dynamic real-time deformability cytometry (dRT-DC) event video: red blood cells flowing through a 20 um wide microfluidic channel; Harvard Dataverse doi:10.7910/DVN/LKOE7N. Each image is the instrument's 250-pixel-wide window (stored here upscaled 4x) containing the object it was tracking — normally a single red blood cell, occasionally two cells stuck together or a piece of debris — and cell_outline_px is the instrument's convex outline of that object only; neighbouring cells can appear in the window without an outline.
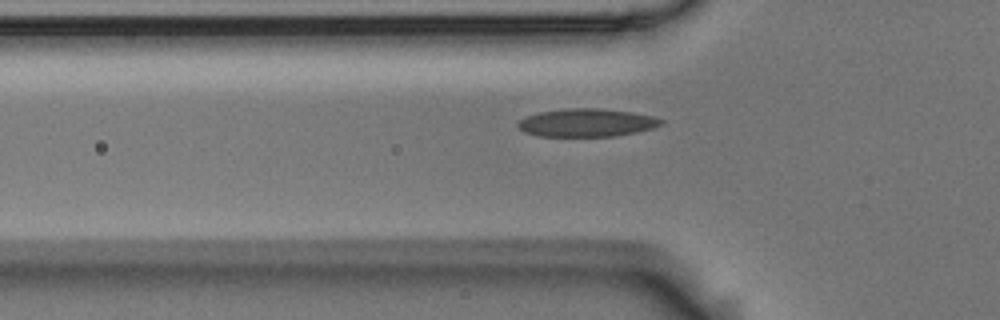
{"species": "Egyptian fruit bat (a non-hibernating species)", "species_latin": "Rousettus aegyptiacus", "temperature_condition": "room temperature", "stored_images_in_passage": 35, "camera_frame_rate_fps": 3000, "um_per_image_px": 0.085, "animal": {"sex": "male"}, "frame": {"image": 1, "passage_image": 4, "time_ms": 1.0, "image_size_px": [1000, 320], "cell_outline_px": [[664, 124], [652, 128], [636, 132], [616, 136], [540, 136], [524, 132], [516, 124], [524, 116], [540, 112], [564, 108], [600, 108], [632, 112], [652, 116], [664, 120]], "centroid_in_image_um": [49.87, 10.42], "position_along_channel_um": 75.9, "area_um2": 23.47}}
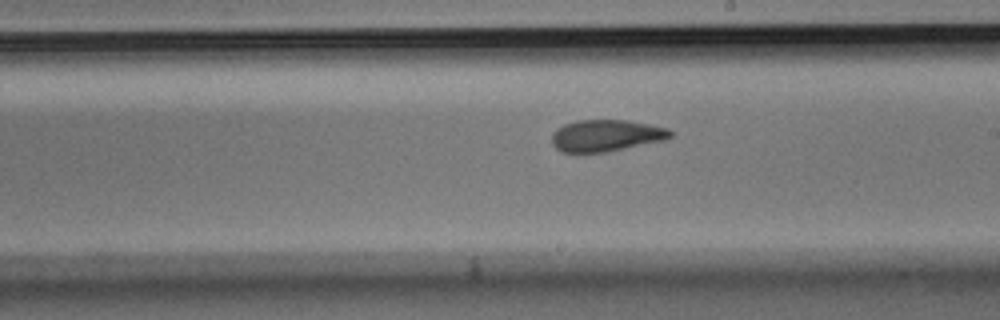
{"frame": {"image": 2, "passage_image": 17, "time_ms": 5.333, "image_size_px": [1000, 320], "cell_outline_px": [[676, 132], [672, 136], [664, 140], [608, 152], [560, 152], [552, 144], [552, 132], [556, 128], [564, 124], [576, 120], [628, 120], [668, 128]], "centroid_in_image_um": [51.52, 11.52], "position_along_channel_um": 237.5, "area_um2": 22.14}}
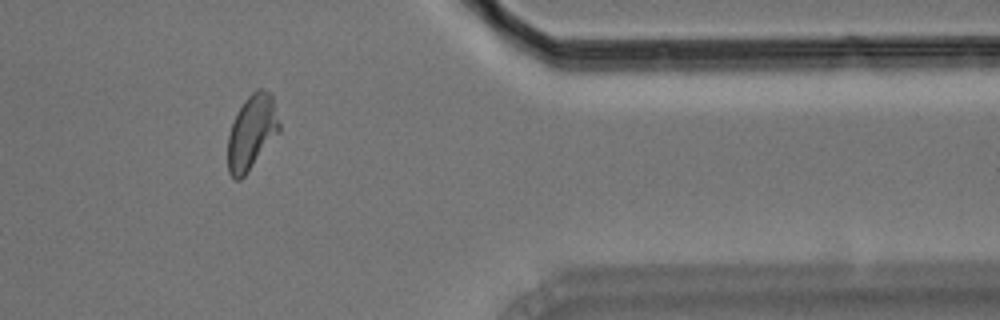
{"frame": {"image": 3, "passage_image": 31, "time_ms": 10.0, "image_size_px": [1000, 320], "cell_outline_px": [[280, 132], [248, 172], [240, 180], [236, 180], [228, 172], [228, 136], [236, 112], [244, 100], [256, 88], [264, 88], [272, 92], [280, 124]], "centroid_in_image_um": [21.42, 11.2], "position_along_channel_um": 390.0, "area_um2": 22.72}, "authors_computed_cell_mechanics": {"area_um2": 22.542, "velocity_mm_per_s": 3.705, "shape_relaxation_time_tau1_ms": 6.0674, "shape_relaxation_time_tau2_ms": 2.2486, "deformation_change_tau1": 0.1624, "deformation_change_tau2": 0.0862}}